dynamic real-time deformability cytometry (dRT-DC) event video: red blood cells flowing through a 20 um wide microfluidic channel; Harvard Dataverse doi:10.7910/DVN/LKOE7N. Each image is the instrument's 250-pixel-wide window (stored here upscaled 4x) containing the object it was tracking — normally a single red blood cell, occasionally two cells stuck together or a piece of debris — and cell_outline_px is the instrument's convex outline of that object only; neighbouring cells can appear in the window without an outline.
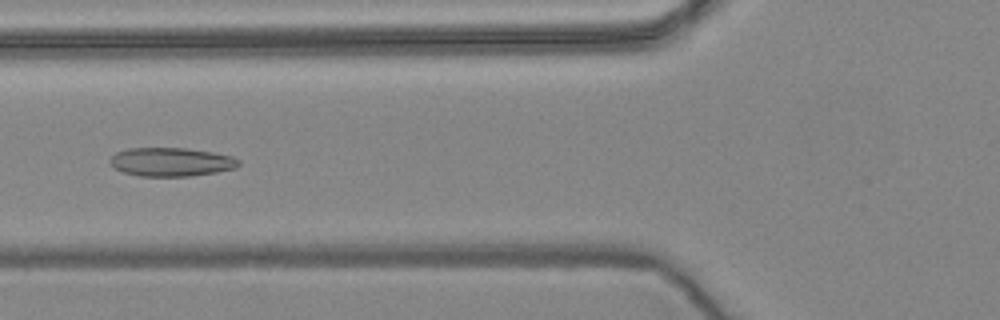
{"species": "common noctule bat (a hibernating species)", "species_latin": "Nyctalus noctula", "temperature_condition": "warm", "stored_images_in_passage": 56, "camera_frame_rate_fps": 3000, "um_per_image_px": 0.085, "animal": {"sex": "female", "body_mass_g": 24.6, "forearm_length_mm": 56.2}, "frame": {"image": 1, "passage_image": 21, "time_ms": 6.667, "image_size_px": [1000, 320], "cell_outline_px": [[240, 164], [236, 168], [216, 172], [192, 176], [136, 176], [112, 168], [108, 160], [116, 152], [128, 148], [188, 148], [212, 152], [232, 156], [240, 160]], "centroid_in_image_um": [14.53, 13.76], "position_along_channel_um": 111.3, "area_um2": 21.73}}
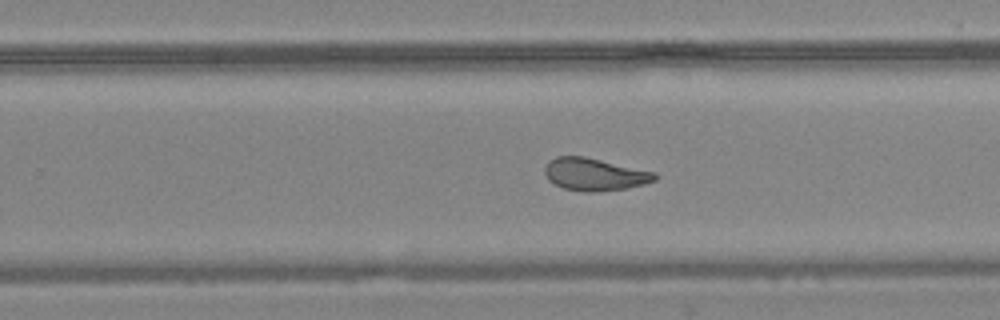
{"frame": {"image": 2, "passage_image": 35, "time_ms": 11.333, "image_size_px": [1000, 320], "cell_outline_px": [[656, 180], [644, 184], [624, 188], [596, 192], [584, 192], [564, 188], [552, 184], [548, 180], [544, 172], [544, 168], [548, 160], [556, 156], [584, 156], [656, 172]], "centroid_in_image_um": [50.49, 14.81], "position_along_channel_um": 279.3, "area_um2": 20.92}}
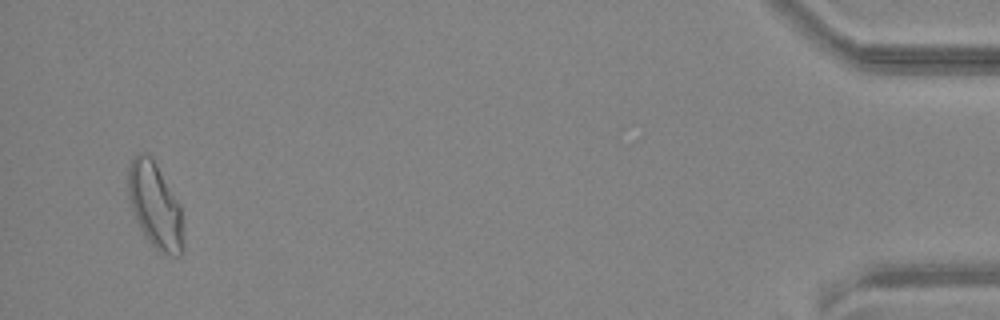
{"frame": {"image": 3, "passage_image": 54, "time_ms": 17.667, "image_size_px": [1000, 320], "cell_outline_px": [[184, 252], [180, 256], [168, 256], [160, 252], [144, 236], [132, 212], [128, 200], [128, 164], [140, 152], [144, 152], [156, 164], [180, 204], [184, 244]], "centroid_in_image_um": [13.18, 17.53], "position_along_channel_um": 422.0, "area_um2": 27.63}, "authors_computed_cell_mechanics": {"area_um2": 22.5998, "velocity_mm_per_s": 3.6002, "shape_relaxation_time_tau1_ms": 9.7278, "shape_relaxation_time_tau2_ms": 1.687, "deformation_change_tau1": 0.1991, "deformation_change_tau2": 0.0648}}